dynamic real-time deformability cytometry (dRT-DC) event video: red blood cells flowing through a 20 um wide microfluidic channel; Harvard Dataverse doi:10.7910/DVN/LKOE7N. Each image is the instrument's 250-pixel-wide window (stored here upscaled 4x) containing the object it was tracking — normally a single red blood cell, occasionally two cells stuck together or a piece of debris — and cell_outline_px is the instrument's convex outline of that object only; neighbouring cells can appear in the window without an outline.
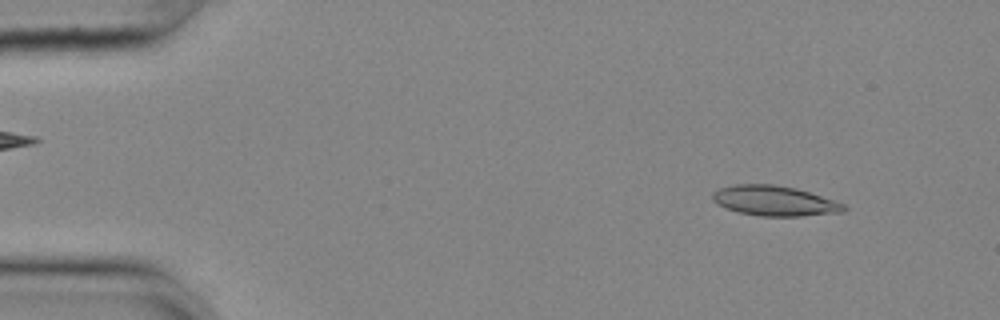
{"species": "common noctule bat (a hibernating species)", "species_latin": "Nyctalus noctula", "temperature_condition": "cold", "stored_images_in_passage": 52, "camera_frame_rate_fps": 3000, "um_per_image_px": 0.085, "animal": {"sex": "female", "body_mass_g": 25.1}, "frame": {"image": 1, "passage_image": 3, "time_ms": 0.667, "image_size_px": [1000, 320], "cell_outline_px": [[848, 208], [844, 212], [800, 216], [760, 216], [740, 212], [728, 208], [712, 200], [712, 192], [720, 188], [736, 184], [772, 184], [796, 188], [844, 204]], "centroid_in_image_um": [65.84, 17.07], "position_along_channel_um": 19.2, "area_um2": 22.72}}
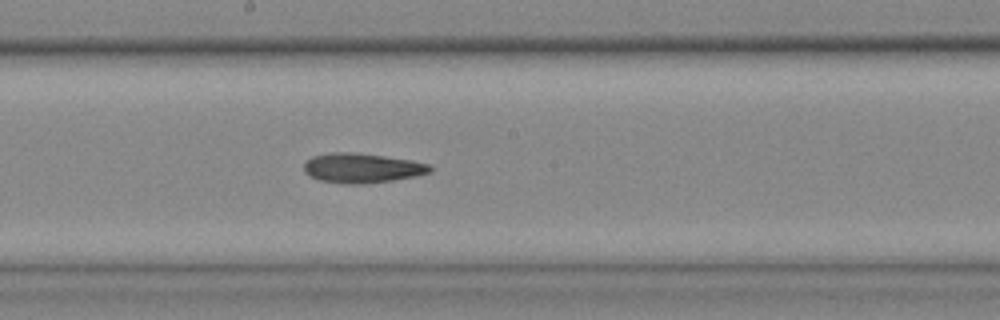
{"frame": {"image": 2, "passage_image": 27, "time_ms": 8.667, "image_size_px": [1000, 320], "cell_outline_px": [[432, 172], [416, 176], [392, 180], [364, 184], [344, 184], [320, 180], [308, 176], [304, 172], [304, 160], [312, 156], [332, 152], [352, 152], [384, 156], [412, 160], [428, 164], [432, 168]], "centroid_in_image_um": [30.73, 14.28], "position_along_channel_um": 217.5, "area_um2": 21.96}}
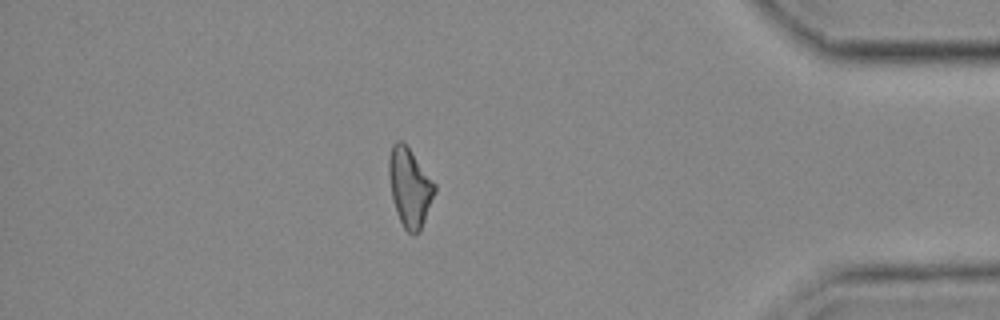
{"frame": {"image": 3, "passage_image": 45, "time_ms": 14.667, "image_size_px": [1000, 320], "cell_outline_px": [[436, 192], [420, 232], [412, 236], [404, 228], [396, 212], [392, 196], [388, 176], [388, 160], [392, 144], [396, 140], [404, 140], [436, 184]], "centroid_in_image_um": [34.83, 15.9], "position_along_channel_um": 400.4, "area_um2": 21.39}, "authors_computed_cell_mechanics": {"area_um2": 21.5016, "velocity_mm_per_s": 3.6545, "shape_relaxation_time_tau1_ms": 6.6852, "shape_relaxation_time_tau2_ms": 9.22, "deformation_change_tau1": 0.1733, "deformation_change_tau2": 0.2121}}